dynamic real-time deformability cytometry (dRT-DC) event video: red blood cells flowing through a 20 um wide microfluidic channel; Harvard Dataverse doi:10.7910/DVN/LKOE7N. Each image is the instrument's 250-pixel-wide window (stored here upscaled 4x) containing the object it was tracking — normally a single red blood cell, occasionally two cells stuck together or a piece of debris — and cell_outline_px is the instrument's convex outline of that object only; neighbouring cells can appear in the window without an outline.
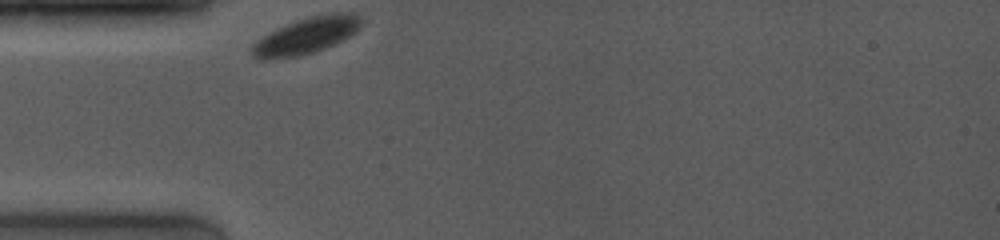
{"species": "common noctule bat (a hibernating species)", "species_latin": "Nyctalus noctula", "temperature_condition": "room temperature", "stored_images_in_passage": 41, "camera_frame_rate_fps": 4000, "um_per_image_px": 0.085, "animal": {"sex": "female", "body_mass_g": 19.0, "forearm_length_mm": 53.3}, "frame": {"image": 1, "passage_image": 1, "time_ms": 0.0, "image_size_px": [1000, 240], "cell_outline_px": [[360, 28], [356, 32], [324, 48], [312, 52], [296, 56], [268, 60], [260, 60], [252, 56], [252, 44], [260, 36], [276, 28], [296, 20], [308, 16], [328, 12], [352, 12], [360, 16]], "centroid_in_image_um": [25.98, 3.01], "position_along_channel_um": 59.0, "area_um2": 23.29}}
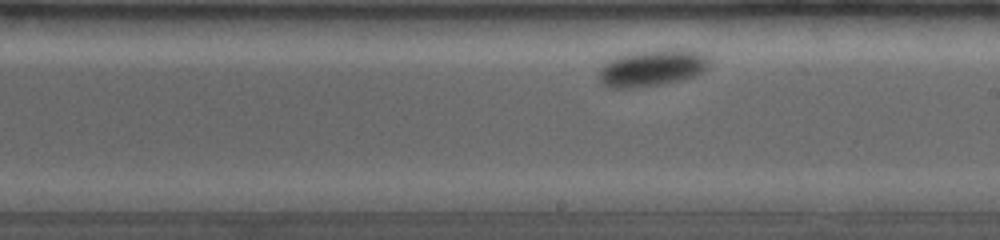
{"frame": {"image": 2, "passage_image": 22, "time_ms": 5.25, "image_size_px": [1000, 240], "cell_outline_px": [[708, 68], [692, 76], [680, 80], [664, 84], [632, 88], [608, 88], [600, 84], [600, 68], [608, 60], [616, 56], [632, 52], [660, 48], [692, 48], [704, 52], [708, 56]], "centroid_in_image_um": [55.45, 5.74], "position_along_channel_um": 233.6, "area_um2": 24.28}}
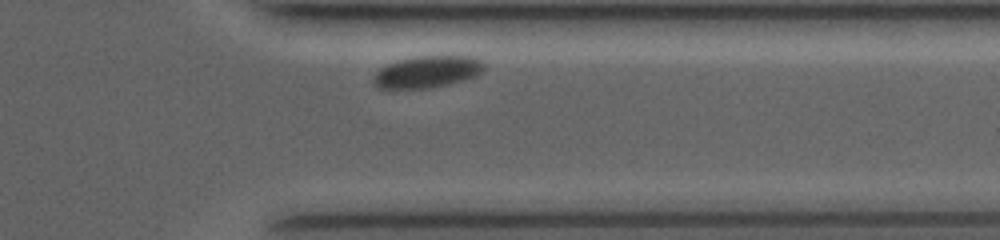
{"frame": {"image": 3, "passage_image": 38, "time_ms": 9.25, "image_size_px": [1000, 240], "cell_outline_px": [[484, 68], [476, 76], [464, 80], [448, 84], [428, 88], [376, 88], [372, 80], [376, 72], [380, 68], [388, 64], [400, 60], [420, 56], [472, 56], [480, 60], [484, 64]], "centroid_in_image_um": [36.31, 6.11], "position_along_channel_um": 375.1, "area_um2": 20.35}}